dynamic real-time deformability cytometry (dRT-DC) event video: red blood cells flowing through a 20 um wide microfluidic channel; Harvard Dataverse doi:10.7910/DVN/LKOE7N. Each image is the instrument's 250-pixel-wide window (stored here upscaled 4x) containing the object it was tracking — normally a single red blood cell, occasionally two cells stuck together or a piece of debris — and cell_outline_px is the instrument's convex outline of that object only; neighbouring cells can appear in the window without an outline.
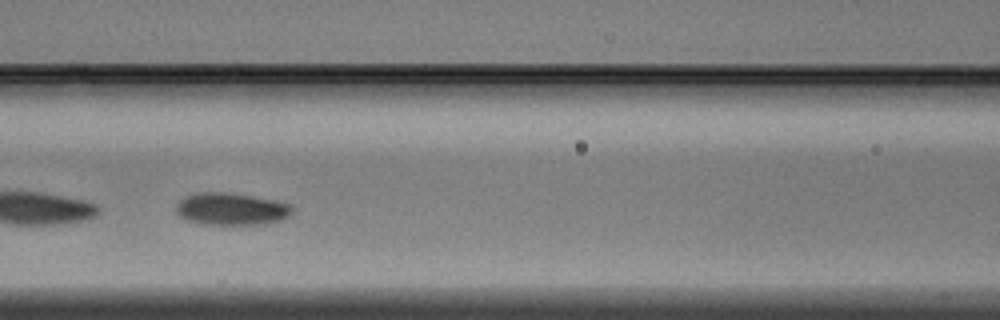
{"species": "Egyptian fruit bat (a non-hibernating species)", "species_latin": "Rousettus aegyptiacus", "temperature_condition": "warm", "stored_images_in_passage": 34, "camera_frame_rate_fps": 3000, "um_per_image_px": 0.085, "animal": {"sex": "male"}, "frame": {"image": 1, "passage_image": 14, "time_ms": 4.333, "image_size_px": [1000, 320], "cell_outline_px": [[292, 212], [288, 216], [280, 220], [264, 224], [200, 224], [188, 220], [180, 216], [176, 212], [176, 204], [184, 196], [196, 192], [224, 192], [252, 196], [276, 200], [288, 204], [292, 208]], "centroid_in_image_um": [19.62, 17.75], "position_along_channel_um": 147.0, "area_um2": 21.79}}
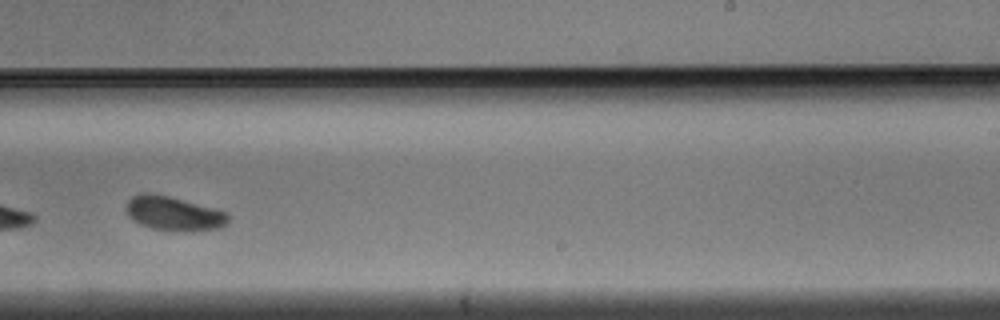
{"frame": {"image": 2, "passage_image": 23, "time_ms": 7.333, "image_size_px": [1000, 320], "cell_outline_px": [[228, 220], [220, 228], [192, 232], [152, 228], [140, 224], [132, 220], [128, 216], [124, 208], [128, 200], [132, 196], [140, 192], [148, 192], [168, 196], [216, 208], [228, 212]], "centroid_in_image_um": [14.74, 18.14], "position_along_channel_um": 274.3, "area_um2": 20.58}}
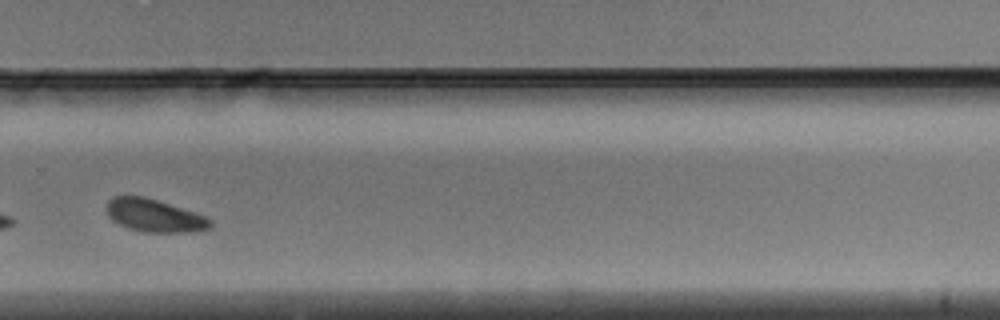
{"frame": {"image": 3, "passage_image": 26, "time_ms": 8.333, "image_size_px": [1000, 320], "cell_outline_px": [[212, 228], [192, 232], [144, 232], [128, 228], [116, 224], [108, 216], [108, 200], [112, 196], [144, 196], [204, 216], [212, 220]], "centroid_in_image_um": [13.1, 18.34], "position_along_channel_um": 316.7, "area_um2": 19.65}}